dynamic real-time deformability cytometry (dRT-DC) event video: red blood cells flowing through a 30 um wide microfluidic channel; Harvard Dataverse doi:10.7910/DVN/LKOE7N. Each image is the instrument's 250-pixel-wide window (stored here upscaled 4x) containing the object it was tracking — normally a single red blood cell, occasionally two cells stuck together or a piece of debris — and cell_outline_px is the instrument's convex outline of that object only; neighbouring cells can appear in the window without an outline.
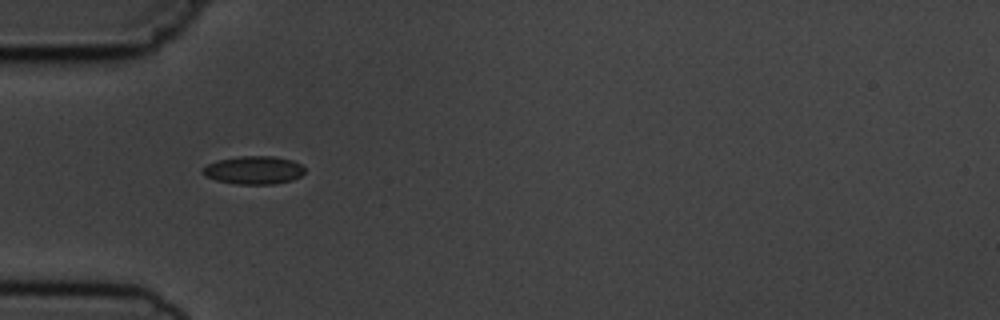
{"species": "common noctule bat (a hibernating species)", "species_latin": "Nyctalus noctula", "temperature_condition": "cold", "stored_images_in_passage": 6, "camera_frame_rate_fps": 3000, "um_per_image_px": 0.085, "animal": {"sex": "male", "body_mass_g": 19.5, "forearm_length_mm": 54.6}, "frame": {"image": 1, "passage_image": 5, "time_ms": 4.667, "image_size_px": [1000, 320], "cell_outline_px": [[304, 172], [300, 176], [292, 180], [272, 184], [236, 184], [216, 180], [204, 176], [200, 172], [208, 164], [216, 160], [240, 156], [272, 156], [292, 160], [300, 164], [304, 168]], "centroid_in_image_um": [21.54, 14.46], "position_along_channel_um": 63.5, "area_um2": 16.7}}
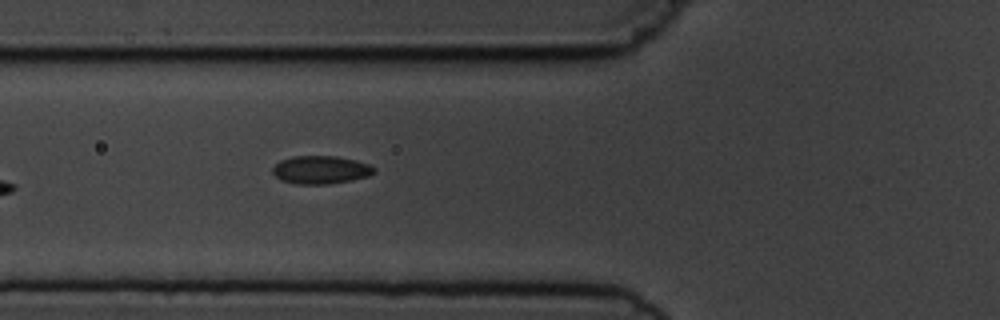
{"frame": {"image": 2, "passage_image": 6, "time_ms": 5.667, "image_size_px": [1000, 320], "cell_outline_px": [[376, 172], [368, 176], [352, 180], [328, 184], [296, 184], [280, 180], [272, 172], [272, 168], [280, 160], [292, 156], [336, 156], [356, 160], [368, 164], [376, 168]], "centroid_in_image_um": [27.26, 14.43], "position_along_channel_um": 98.5, "area_um2": 16.7}}